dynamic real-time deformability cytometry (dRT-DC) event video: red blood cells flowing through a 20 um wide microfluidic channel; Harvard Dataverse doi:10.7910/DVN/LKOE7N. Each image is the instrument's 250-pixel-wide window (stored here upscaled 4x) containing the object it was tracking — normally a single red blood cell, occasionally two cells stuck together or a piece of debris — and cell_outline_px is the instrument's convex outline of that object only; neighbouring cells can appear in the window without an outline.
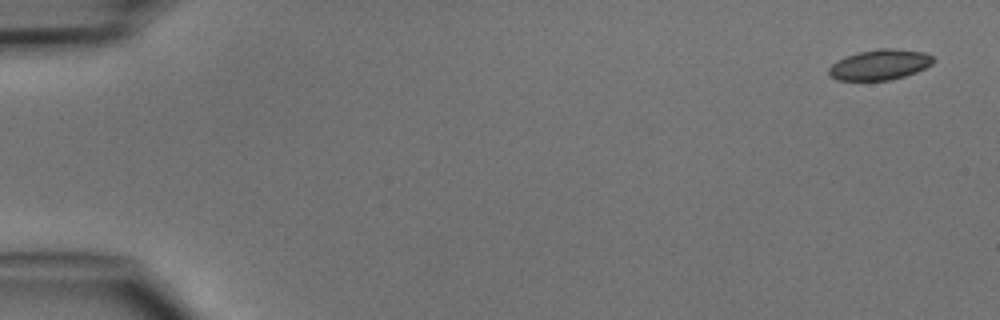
{"species": "common noctule bat (a hibernating species)", "species_latin": "Nyctalus noctula", "temperature_condition": "cold", "stored_images_in_passage": 5, "camera_frame_rate_fps": 3000, "um_per_image_px": 0.085, "animal": {"sex": "male", "body_mass_g": 15.6}, "frame": {"image": 1, "passage_image": 1, "time_ms": 0.0, "image_size_px": [1000, 320], "cell_outline_px": [[936, 60], [932, 64], [916, 72], [904, 76], [888, 80], [836, 80], [828, 72], [828, 68], [832, 64], [844, 56], [860, 52], [880, 48], [892, 48], [924, 52], [932, 56]], "centroid_in_image_um": [74.79, 5.49], "position_along_channel_um": 10.2, "area_um2": 18.44}}
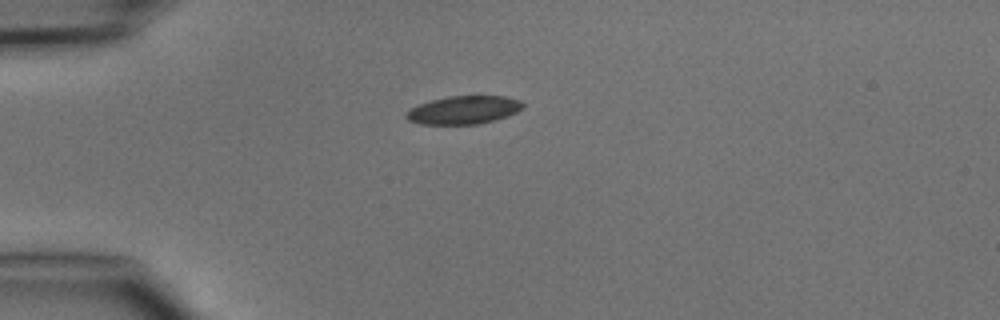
{"frame": {"image": 2, "passage_image": 4, "time_ms": 3.667, "image_size_px": [1000, 320], "cell_outline_px": [[524, 108], [508, 116], [476, 124], [420, 124], [408, 120], [404, 116], [412, 108], [420, 104], [432, 100], [448, 96], [508, 96], [520, 100], [524, 104]], "centroid_in_image_um": [39.45, 9.34], "position_along_channel_um": 45.6, "area_um2": 19.02}}